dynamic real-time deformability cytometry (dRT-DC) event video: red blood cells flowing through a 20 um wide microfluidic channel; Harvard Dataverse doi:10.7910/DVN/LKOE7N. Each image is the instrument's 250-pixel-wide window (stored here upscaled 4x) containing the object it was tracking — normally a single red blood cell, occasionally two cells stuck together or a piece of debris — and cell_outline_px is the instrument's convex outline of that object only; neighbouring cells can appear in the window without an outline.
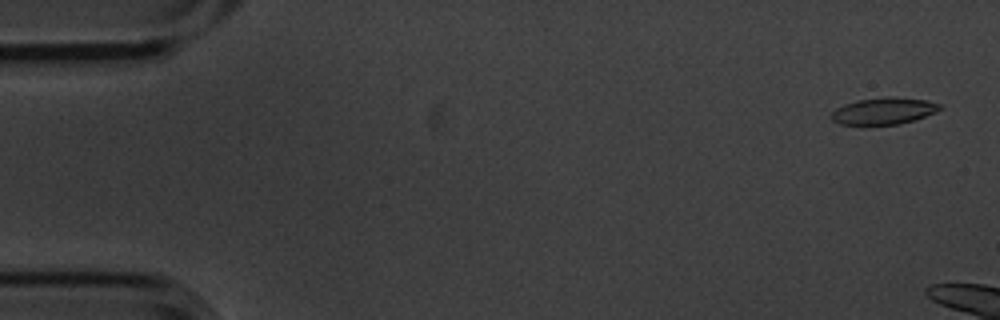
{"species": "common noctule bat (a hibernating species)", "species_latin": "Nyctalus noctula", "temperature_condition": "cold", "stored_images_in_passage": 3, "camera_frame_rate_fps": 3000, "um_per_image_px": 0.085, "animal": {"sex": "male", "body_mass_g": 20.1, "forearm_length_mm": 53.5}, "frame": {"image": 1, "passage_image": 1, "time_ms": 0.0, "image_size_px": [1000, 320], "cell_outline_px": [[940, 108], [936, 112], [916, 120], [900, 124], [840, 124], [832, 120], [828, 116], [836, 108], [844, 104], [860, 100], [924, 100], [940, 104]], "centroid_in_image_um": [75.06, 9.5], "position_along_channel_um": 9.9, "area_um2": 15.84}}